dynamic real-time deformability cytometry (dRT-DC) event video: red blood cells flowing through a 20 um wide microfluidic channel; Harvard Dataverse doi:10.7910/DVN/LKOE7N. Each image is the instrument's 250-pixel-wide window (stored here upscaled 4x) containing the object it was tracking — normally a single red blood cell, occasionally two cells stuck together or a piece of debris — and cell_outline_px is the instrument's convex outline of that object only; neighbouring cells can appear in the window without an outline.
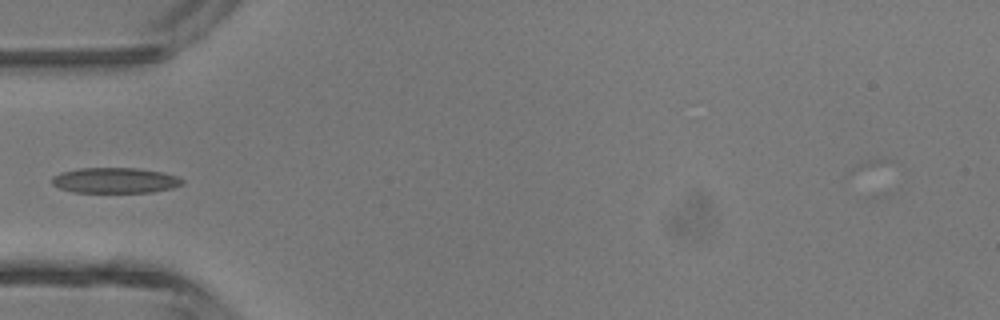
{"species": "common noctule bat (a hibernating species)", "species_latin": "Nyctalus noctula", "temperature_condition": "room temperature", "stored_images_in_passage": 5, "camera_frame_rate_fps": 3000, "um_per_image_px": 0.085, "animal": {"sex": "male", "body_mass_g": 13.3}, "frame": {"image": 1, "passage_image": 5, "time_ms": 1.333, "image_size_px": [1000, 320], "cell_outline_px": [[184, 184], [172, 188], [152, 192], [72, 192], [60, 188], [52, 184], [52, 176], [60, 172], [80, 168], [136, 168], [160, 172], [176, 176], [184, 180]], "centroid_in_image_um": [9.76, 15.33], "position_along_channel_um": 75.2, "area_um2": 19.31}}